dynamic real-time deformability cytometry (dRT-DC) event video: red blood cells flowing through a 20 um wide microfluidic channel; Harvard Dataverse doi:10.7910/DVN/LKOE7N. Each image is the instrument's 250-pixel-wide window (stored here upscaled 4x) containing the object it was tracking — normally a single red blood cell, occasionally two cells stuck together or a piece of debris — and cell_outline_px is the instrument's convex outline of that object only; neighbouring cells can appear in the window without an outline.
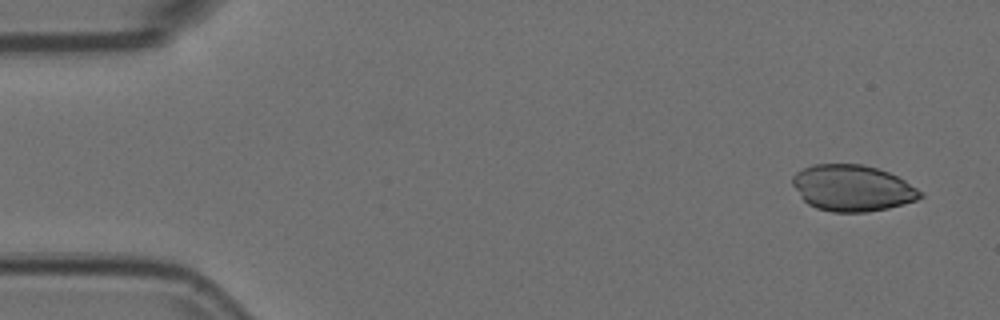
{"species": "Egyptian fruit bat (a non-hibernating species)", "species_latin": "Rousettus aegyptiacus", "temperature_condition": "room temperature", "stored_images_in_passage": 5, "camera_frame_rate_fps": 3000, "um_per_image_px": 0.085, "animal": {"sex": "female"}, "frame": {"image": 1, "passage_image": 1, "time_ms": 0.0, "image_size_px": [1000, 320], "cell_outline_px": [[924, 196], [916, 200], [888, 208], [868, 212], [832, 212], [816, 208], [808, 204], [800, 196], [792, 184], [792, 176], [796, 172], [812, 164], [860, 164], [876, 168], [888, 172], [904, 180], [924, 192]], "centroid_in_image_um": [72.45, 15.99], "position_along_channel_um": 12.6, "area_um2": 34.45}}